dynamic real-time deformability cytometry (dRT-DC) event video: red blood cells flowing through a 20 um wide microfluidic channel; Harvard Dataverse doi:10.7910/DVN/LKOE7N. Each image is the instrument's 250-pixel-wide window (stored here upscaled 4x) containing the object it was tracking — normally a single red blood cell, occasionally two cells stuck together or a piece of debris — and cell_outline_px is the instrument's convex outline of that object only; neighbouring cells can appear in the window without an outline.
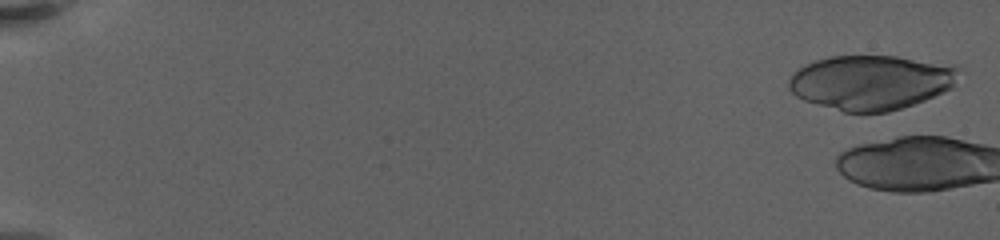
{"species": "human", "species_latin": "Homo sapiens", "temperature_condition": "warm", "stored_images_in_passage": 5, "camera_frame_rate_fps": 3000, "um_per_image_px": 0.085, "donor": {"sex": "female"}, "frame": {"image": 1, "passage_image": 2, "time_ms": 0.333, "image_size_px": [1000, 240], "cell_outline_px": [[960, 68], [952, 88], [944, 92], [924, 100], [888, 112], [844, 112], [804, 100], [796, 96], [788, 88], [788, 80], [792, 72], [804, 64], [816, 60], [832, 56], [896, 56], [956, 64]], "centroid_in_image_um": [74.04, 6.98], "position_along_channel_um": 11.0, "area_um2": 54.39}}